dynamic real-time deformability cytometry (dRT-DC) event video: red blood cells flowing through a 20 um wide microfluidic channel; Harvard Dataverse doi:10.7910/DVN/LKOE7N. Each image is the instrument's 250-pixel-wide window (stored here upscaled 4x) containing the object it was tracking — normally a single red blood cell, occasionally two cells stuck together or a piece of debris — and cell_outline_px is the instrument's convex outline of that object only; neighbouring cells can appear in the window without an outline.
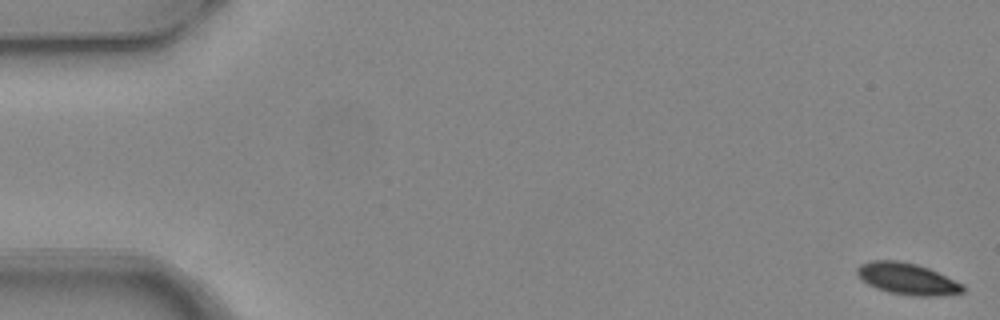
{"species": "common noctule bat (a hibernating species)", "species_latin": "Nyctalus noctula", "temperature_condition": "warm", "stored_images_in_passage": 5, "camera_frame_rate_fps": 3000, "um_per_image_px": 0.085, "animal": {"sex": "female", "body_mass_g": 24.6, "forearm_length_mm": 56.2}, "frame": {"image": 1, "passage_image": 1, "time_ms": 0.0, "image_size_px": [1000, 320], "cell_outline_px": [[964, 292], [944, 296], [912, 296], [888, 292], [876, 288], [868, 284], [856, 272], [856, 268], [860, 264], [872, 260], [896, 260], [916, 264], [928, 268], [964, 284]], "centroid_in_image_um": [77.14, 23.71], "position_along_channel_um": 7.9, "area_um2": 19.48}}
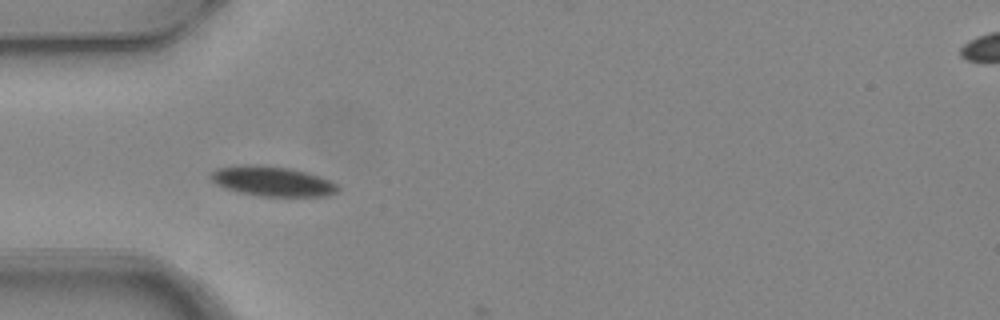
{"frame": {"image": 2, "passage_image": 4, "time_ms": 1.0, "image_size_px": [1000, 320], "cell_outline_px": [[340, 188], [336, 192], [328, 196], [260, 196], [240, 192], [224, 188], [216, 184], [208, 176], [208, 172], [216, 168], [236, 164], [260, 164], [292, 168], [320, 176], [336, 184]], "centroid_in_image_um": [23.08, 15.38], "position_along_channel_um": 61.9, "area_um2": 22.54}}